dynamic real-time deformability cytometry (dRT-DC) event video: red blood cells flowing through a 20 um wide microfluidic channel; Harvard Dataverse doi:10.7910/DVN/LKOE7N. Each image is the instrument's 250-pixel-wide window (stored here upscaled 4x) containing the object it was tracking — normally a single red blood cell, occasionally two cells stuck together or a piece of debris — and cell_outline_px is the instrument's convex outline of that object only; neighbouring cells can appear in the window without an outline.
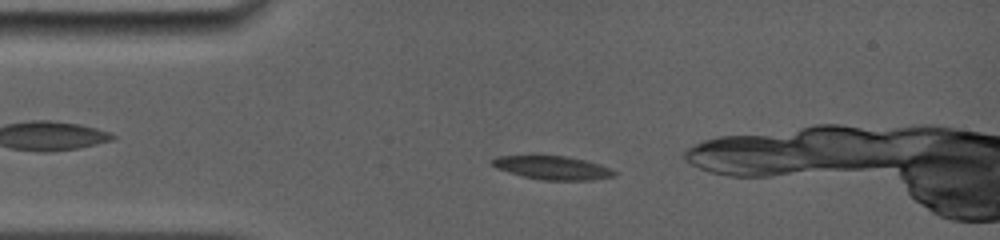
{"species": "common noctule bat (a hibernating species)", "species_latin": "Nyctalus noctula", "temperature_condition": "room temperature", "stored_images_in_passage": 58, "camera_frame_rate_fps": 5000, "um_per_image_px": 0.085, "animal": {"sex": "female", "body_mass_g": 19.0, "forearm_length_mm": 56.7}, "frame": {"image": 1, "passage_image": 14, "time_ms": 3.0, "image_size_px": [1000, 240], "cell_outline_px": [[616, 176], [592, 180], [540, 180], [524, 176], [496, 168], [492, 164], [492, 160], [496, 156], [528, 152], [540, 152], [564, 156], [584, 160], [600, 164], [616, 172]], "centroid_in_image_um": [46.87, 14.19], "position_along_channel_um": 38.1, "area_um2": 17.63}}
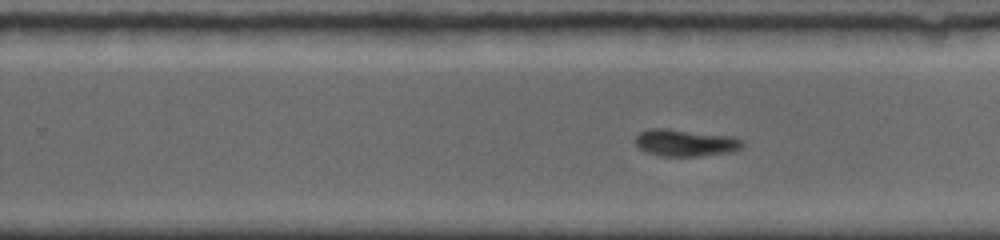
{"frame": {"image": 2, "passage_image": 32, "time_ms": 9.6, "image_size_px": [1000, 240], "cell_outline_px": [[744, 144], [740, 148], [732, 152], [696, 156], [664, 156], [644, 152], [636, 144], [636, 136], [640, 132], [648, 128], [668, 128], [732, 136], [744, 140]], "centroid_in_image_um": [58.26, 12.13], "position_along_channel_um": 271.5, "area_um2": 16.94}}
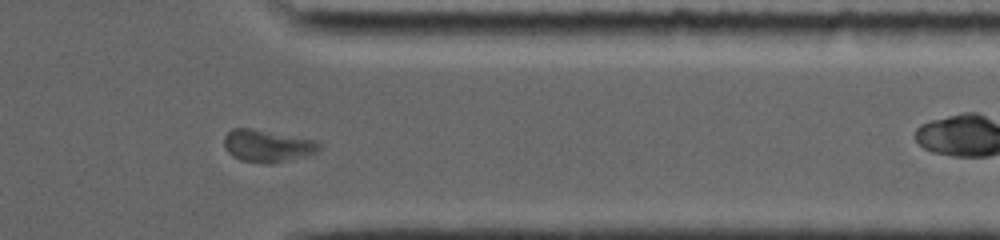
{"frame": {"image": 3, "passage_image": 45, "time_ms": 12.6, "image_size_px": [1000, 240], "cell_outline_px": [[320, 148], [316, 152], [308, 156], [268, 164], [240, 160], [232, 156], [228, 152], [224, 144], [224, 136], [232, 128], [252, 128], [316, 140], [320, 144]], "centroid_in_image_um": [22.72, 12.4], "position_along_channel_um": 388.7, "area_um2": 17.92}}